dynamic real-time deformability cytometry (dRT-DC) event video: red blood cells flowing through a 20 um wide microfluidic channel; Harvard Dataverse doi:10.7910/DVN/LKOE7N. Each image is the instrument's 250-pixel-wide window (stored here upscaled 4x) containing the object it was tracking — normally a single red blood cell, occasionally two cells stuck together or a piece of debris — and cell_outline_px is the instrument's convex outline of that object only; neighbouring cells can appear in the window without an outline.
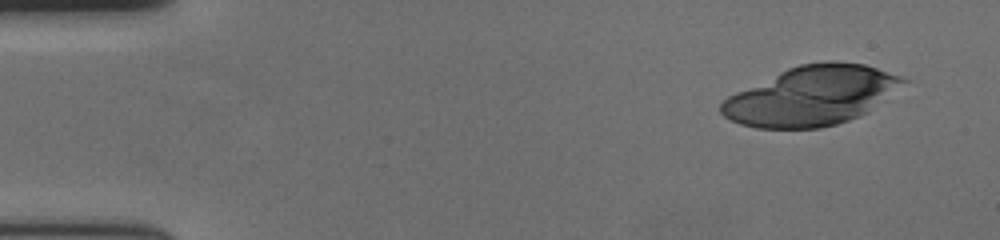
{"species": "human", "species_latin": "Homo sapiens", "temperature_condition": "cold", "stored_images_in_passage": 40, "camera_frame_rate_fps": 3000, "um_per_image_px": 0.085, "donor": {"sex": "female"}, "frame": {"image": 1, "passage_image": 1, "time_ms": 0.0, "image_size_px": [1000, 240], "cell_outline_px": [[912, 80], [868, 112], [860, 116], [836, 124], [820, 128], [756, 128], [740, 124], [724, 116], [720, 112], [720, 104], [728, 96], [736, 92], [788, 68], [800, 64], [824, 60], [836, 60], [864, 64]], "centroid_in_image_um": [69.03, 8.13], "position_along_channel_um": 16.0, "area_um2": 62.94}}